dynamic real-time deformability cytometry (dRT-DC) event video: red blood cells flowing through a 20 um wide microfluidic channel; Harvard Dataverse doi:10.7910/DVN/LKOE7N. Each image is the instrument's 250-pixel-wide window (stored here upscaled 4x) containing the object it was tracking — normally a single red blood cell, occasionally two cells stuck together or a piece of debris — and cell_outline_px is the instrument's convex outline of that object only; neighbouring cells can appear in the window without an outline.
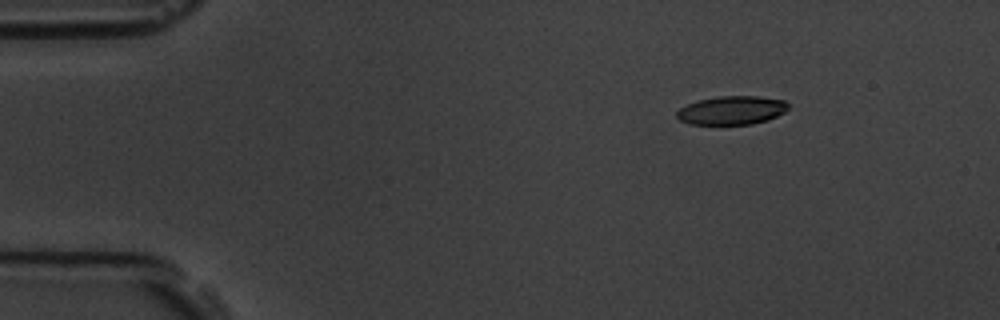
{"species": "common noctule bat (a hibernating species)", "species_latin": "Nyctalus noctula", "temperature_condition": "room temperature", "stored_images_in_passage": 14, "camera_frame_rate_fps": 3000, "um_per_image_px": 0.085, "animal": {"sex": "male", "body_mass_g": 19.5, "forearm_length_mm": 54.6}, "frame": {"image": 1, "passage_image": 2, "time_ms": 1.333, "image_size_px": [1000, 320], "cell_outline_px": [[788, 108], [784, 112], [768, 120], [752, 124], [688, 124], [680, 120], [676, 116], [676, 112], [680, 108], [688, 104], [700, 100], [720, 96], [756, 96], [784, 100], [788, 104]], "centroid_in_image_um": [62.2, 9.38], "position_along_channel_um": 22.8, "area_um2": 18.44}}
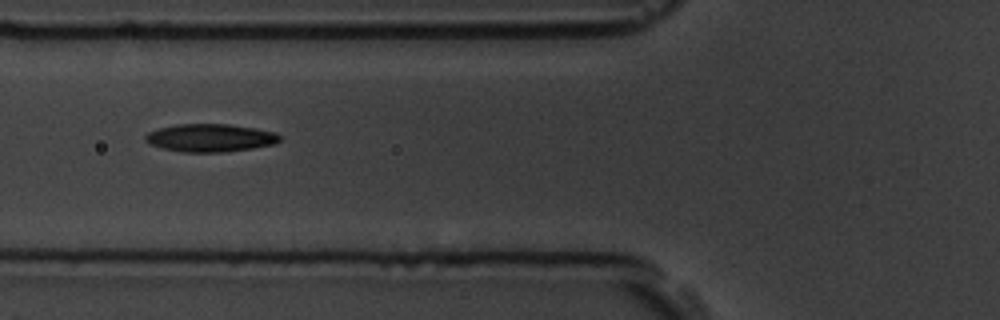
{"frame": {"image": 2, "passage_image": 5, "time_ms": 5.667, "image_size_px": [1000, 320], "cell_outline_px": [[280, 140], [276, 144], [252, 148], [224, 152], [184, 152], [164, 148], [148, 144], [144, 140], [144, 136], [148, 132], [156, 128], [176, 124], [228, 124], [256, 128], [276, 132], [280, 136]], "centroid_in_image_um": [17.85, 11.71], "position_along_channel_um": 107.9, "area_um2": 22.02}}
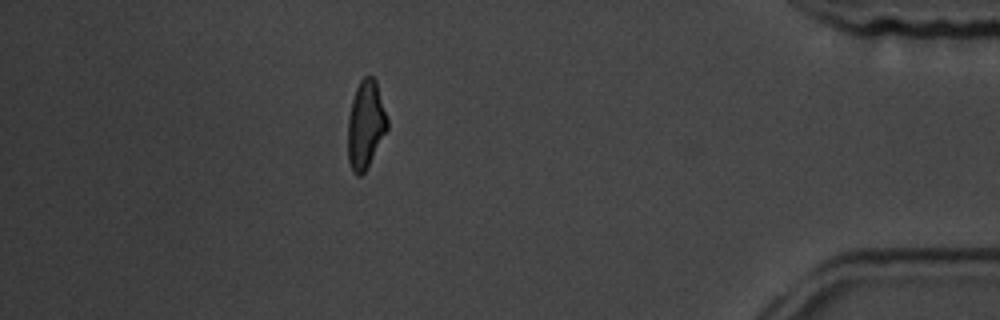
{"frame": {"image": 3, "passage_image": 13, "time_ms": 14.667, "image_size_px": [1000, 320], "cell_outline_px": [[388, 128], [368, 168], [360, 176], [356, 176], [352, 172], [348, 160], [348, 116], [352, 100], [356, 88], [360, 80], [364, 76], [372, 76], [376, 80], [388, 120]], "centroid_in_image_um": [31.07, 10.62], "position_along_channel_um": 404.1, "area_um2": 20.4}, "authors_computed_cell_mechanics": {"area_um2": 20.6346, "velocity_mm_per_s": 3.8095, "shape_relaxation_time_tau1_ms": 6.8614, "shape_relaxation_time_tau2_ms": 1.6959, "deformation_change_tau1": 0.1981, "deformation_change_tau2": 0.083}}